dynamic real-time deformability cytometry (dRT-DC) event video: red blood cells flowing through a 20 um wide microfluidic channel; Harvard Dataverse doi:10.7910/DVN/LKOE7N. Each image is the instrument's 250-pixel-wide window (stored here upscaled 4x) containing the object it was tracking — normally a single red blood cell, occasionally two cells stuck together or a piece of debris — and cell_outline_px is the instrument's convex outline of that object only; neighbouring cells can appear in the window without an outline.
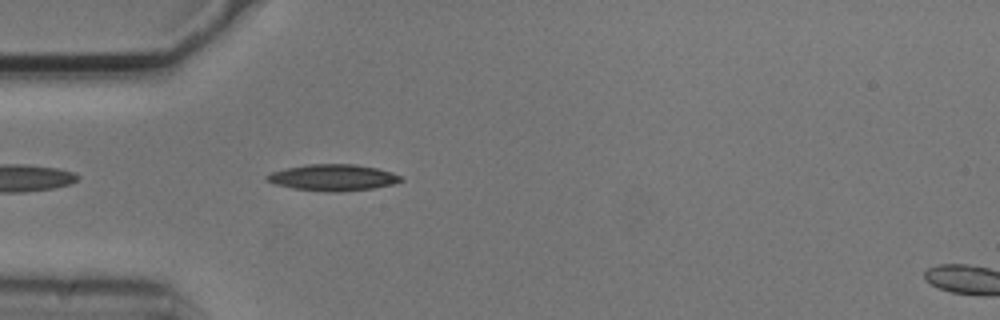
{"species": "common noctule bat (a hibernating species)", "species_latin": "Nyctalus noctula", "temperature_condition": "cold", "stored_images_in_passage": 4, "segment_of_instrument_passage": [1, 2], "camera_frame_rate_fps": 3000, "um_per_image_px": 0.085, "animal": {"sex": "male", "body_mass_g": 20.5, "forearm_length_mm": 52.5}, "frame": {"image": 1, "passage_image": 3, "time_ms": 0.667, "image_size_px": [1000, 320], "cell_outline_px": [[404, 180], [392, 184], [372, 188], [340, 192], [328, 192], [292, 188], [276, 184], [264, 180], [264, 176], [272, 172], [304, 164], [356, 164], [376, 168], [392, 172], [400, 176]], "centroid_in_image_um": [28.28, 15.09], "position_along_channel_um": 56.7, "area_um2": 20.58}}